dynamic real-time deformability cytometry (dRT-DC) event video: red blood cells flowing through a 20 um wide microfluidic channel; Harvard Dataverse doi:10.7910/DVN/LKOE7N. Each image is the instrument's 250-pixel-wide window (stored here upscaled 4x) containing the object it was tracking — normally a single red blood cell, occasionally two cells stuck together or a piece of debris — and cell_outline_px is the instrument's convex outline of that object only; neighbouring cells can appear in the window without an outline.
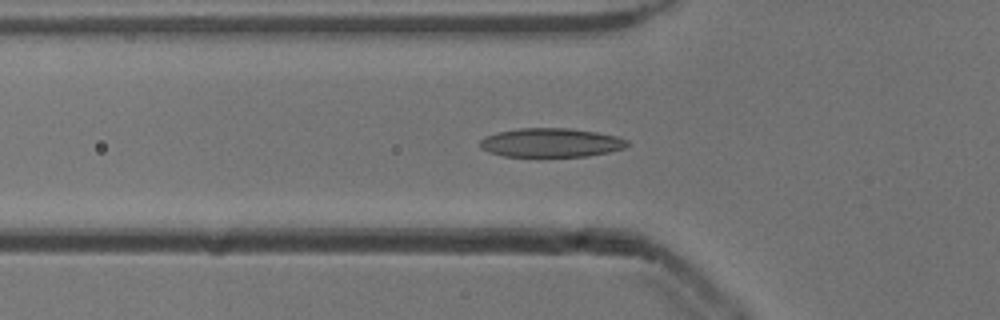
{"species": "common noctule bat (a hibernating species)", "species_latin": "Nyctalus noctula", "temperature_condition": "cold", "stored_images_in_passage": 37, "camera_frame_rate_fps": 3000, "um_per_image_px": 0.085, "animal": {"sex": "male", "body_mass_g": 13.3}, "frame": {"image": 1, "passage_image": 2, "time_ms": 0.333, "image_size_px": [1000, 320], "cell_outline_px": [[628, 144], [624, 148], [608, 152], [588, 156], [504, 156], [488, 152], [480, 148], [480, 140], [484, 136], [496, 132], [520, 128], [568, 128], [596, 132], [616, 136], [628, 140]], "centroid_in_image_um": [46.79, 12.12], "position_along_channel_um": 79.0, "area_um2": 24.8}}
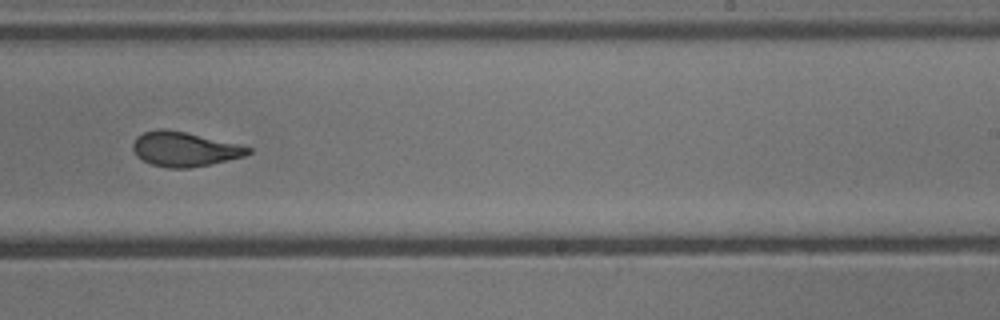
{"frame": {"image": 2, "passage_image": 17, "time_ms": 5.333, "image_size_px": [1000, 320], "cell_outline_px": [[252, 152], [244, 156], [212, 164], [188, 168], [168, 168], [152, 164], [136, 156], [132, 148], [132, 144], [136, 136], [144, 132], [160, 128], [164, 128], [184, 132], [236, 144], [252, 148]], "centroid_in_image_um": [15.64, 12.68], "position_along_channel_um": 273.4, "area_um2": 23.0}}
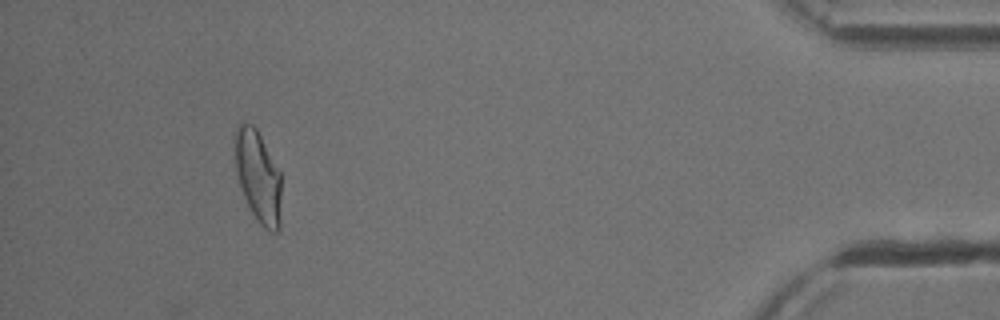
{"frame": {"image": 3, "passage_image": 33, "time_ms": 10.667, "image_size_px": [1000, 320], "cell_outline_px": [[280, 228], [276, 232], [268, 232], [260, 224], [252, 212], [240, 188], [236, 172], [232, 140], [232, 132], [236, 124], [240, 120], [244, 120], [252, 124], [256, 128], [280, 172]], "centroid_in_image_um": [21.87, 14.9], "position_along_channel_um": 413.3, "area_um2": 25.49}, "authors_computed_cell_mechanics": {"area_um2": 24.1026, "velocity_mm_per_s": 3.8659, "shape_relaxation_time_tau1_ms": 5.1322, "shape_relaxation_time_tau2_ms": 1.4313, "deformation_change_tau1": 0.1782, "deformation_change_tau2": 0.0753}}